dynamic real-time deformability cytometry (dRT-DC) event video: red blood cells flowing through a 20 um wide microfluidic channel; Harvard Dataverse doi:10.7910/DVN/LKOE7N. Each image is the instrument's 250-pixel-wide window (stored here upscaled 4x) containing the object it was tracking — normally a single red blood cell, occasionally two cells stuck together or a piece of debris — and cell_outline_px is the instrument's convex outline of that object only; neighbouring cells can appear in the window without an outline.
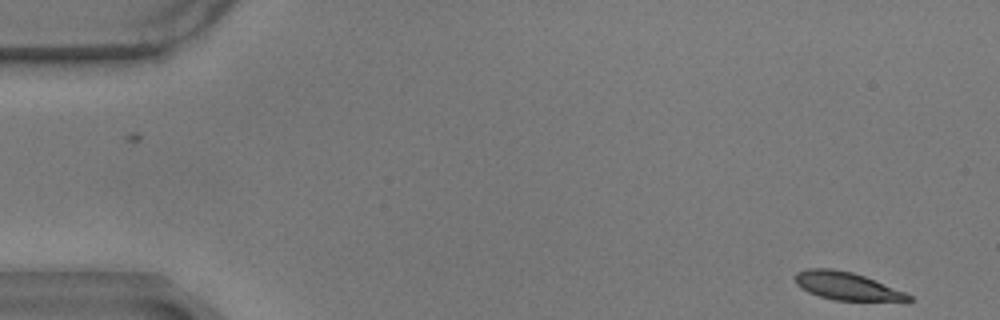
{"species": "common noctule bat (a hibernating species)", "species_latin": "Nyctalus noctula", "temperature_condition": "warm", "stored_images_in_passage": 57, "camera_frame_rate_fps": 3000, "um_per_image_px": 0.085, "animal": {"sex": "male", "body_mass_g": 17.9}, "frame": {"image": 1, "passage_image": 1, "time_ms": 0.0, "image_size_px": [1000, 320], "cell_outline_px": [[916, 300], [908, 304], [832, 300], [808, 292], [800, 288], [796, 284], [792, 276], [796, 272], [808, 268], [832, 268], [852, 272], [864, 276], [904, 292], [912, 296]], "centroid_in_image_um": [72.08, 24.37], "position_along_channel_um": 12.9, "area_um2": 19.48}}
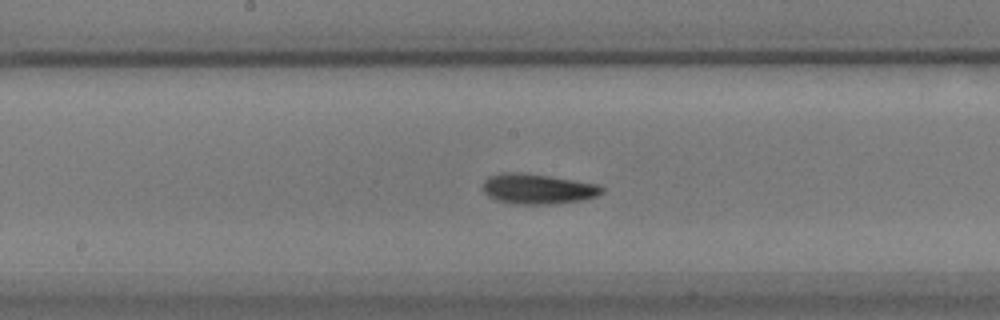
{"frame": {"image": 2, "passage_image": 28, "time_ms": 9.0, "image_size_px": [1000, 320], "cell_outline_px": [[604, 192], [596, 196], [584, 200], [552, 204], [516, 204], [496, 200], [488, 196], [480, 188], [480, 184], [488, 176], [500, 172], [524, 172], [600, 184], [604, 188]], "centroid_in_image_um": [45.67, 16.04], "position_along_channel_um": 202.5, "area_um2": 21.44}}
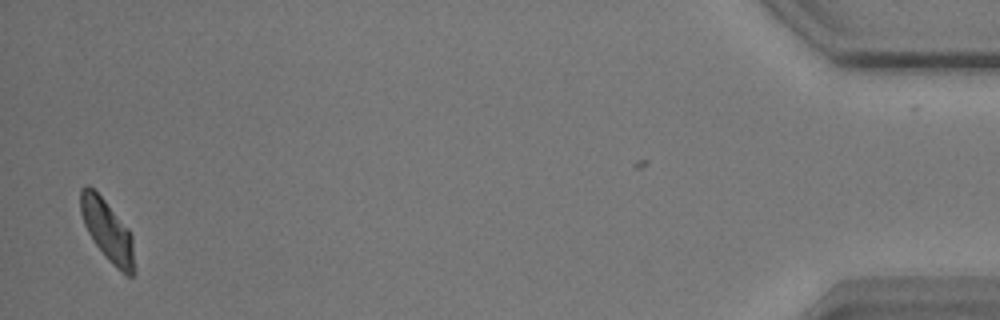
{"frame": {"image": 3, "passage_image": 55, "time_ms": 18.0, "image_size_px": [1000, 320], "cell_outline_px": [[132, 276], [128, 276], [120, 272], [104, 256], [92, 240], [84, 224], [80, 212], [80, 188], [84, 184], [88, 184], [104, 200], [128, 228], [132, 236]], "centroid_in_image_um": [9.07, 19.56], "position_along_channel_um": 426.1, "area_um2": 18.84}, "authors_computed_cell_mechanics": {"area_um2": 19.8254, "velocity_mm_per_s": 3.4468, "shape_relaxation_time_tau1_ms": 3.3119, "shape_relaxation_time_tau2_ms": 3.6862, "deformation_change_tau1": 0.1351, "deformation_change_tau2": 0.0983}}